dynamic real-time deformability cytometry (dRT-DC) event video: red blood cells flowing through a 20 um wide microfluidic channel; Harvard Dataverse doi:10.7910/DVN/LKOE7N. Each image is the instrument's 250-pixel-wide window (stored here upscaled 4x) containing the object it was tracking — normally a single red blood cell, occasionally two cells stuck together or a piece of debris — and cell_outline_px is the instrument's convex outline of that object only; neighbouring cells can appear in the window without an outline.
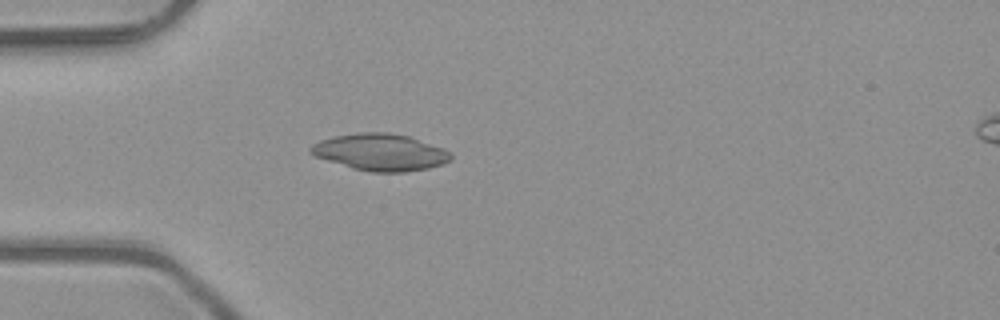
{"species": "common noctule bat (a hibernating species)", "species_latin": "Nyctalus noctula", "temperature_condition": "room temperature", "stored_images_in_passage": 5, "camera_frame_rate_fps": 3000, "um_per_image_px": 0.085, "animal": {"sex": "male", "body_mass_g": 23.1, "forearm_length_mm": 52.7}, "frame": {"image": 1, "passage_image": 5, "time_ms": 1.333, "image_size_px": [1000, 320], "cell_outline_px": [[452, 156], [444, 164], [428, 168], [404, 172], [372, 172], [352, 168], [316, 156], [308, 152], [308, 148], [312, 144], [320, 140], [332, 136], [356, 132], [388, 132], [408, 136], [444, 148], [452, 152]], "centroid_in_image_um": [32.32, 12.92], "position_along_channel_um": 52.7, "area_um2": 30.17}}